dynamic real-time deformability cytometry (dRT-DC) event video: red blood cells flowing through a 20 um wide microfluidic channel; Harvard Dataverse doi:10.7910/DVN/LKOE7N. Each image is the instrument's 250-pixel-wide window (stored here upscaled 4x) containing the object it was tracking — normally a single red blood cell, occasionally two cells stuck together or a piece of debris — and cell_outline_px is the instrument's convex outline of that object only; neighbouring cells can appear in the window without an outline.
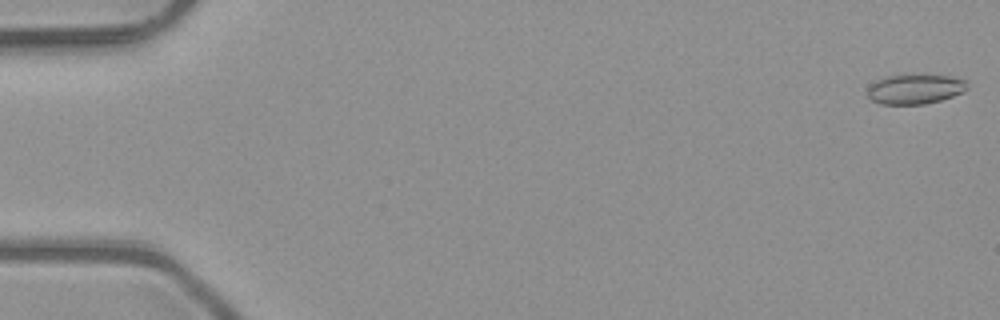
{"species": "common noctule bat (a hibernating species)", "species_latin": "Nyctalus noctula", "temperature_condition": "room temperature", "stored_images_in_passage": 6, "camera_frame_rate_fps": 3000, "um_per_image_px": 0.085, "animal": {"sex": "male", "body_mass_g": 23.1, "forearm_length_mm": 52.7}, "frame": {"image": 1, "passage_image": 1, "time_ms": 0.0, "image_size_px": [1000, 320], "cell_outline_px": [[968, 88], [964, 92], [940, 100], [924, 104], [880, 104], [872, 100], [868, 96], [868, 88], [876, 80], [888, 76], [924, 72], [948, 76], [964, 80]], "centroid_in_image_um": [77.79, 7.53], "position_along_channel_um": 7.2, "area_um2": 17.69}}